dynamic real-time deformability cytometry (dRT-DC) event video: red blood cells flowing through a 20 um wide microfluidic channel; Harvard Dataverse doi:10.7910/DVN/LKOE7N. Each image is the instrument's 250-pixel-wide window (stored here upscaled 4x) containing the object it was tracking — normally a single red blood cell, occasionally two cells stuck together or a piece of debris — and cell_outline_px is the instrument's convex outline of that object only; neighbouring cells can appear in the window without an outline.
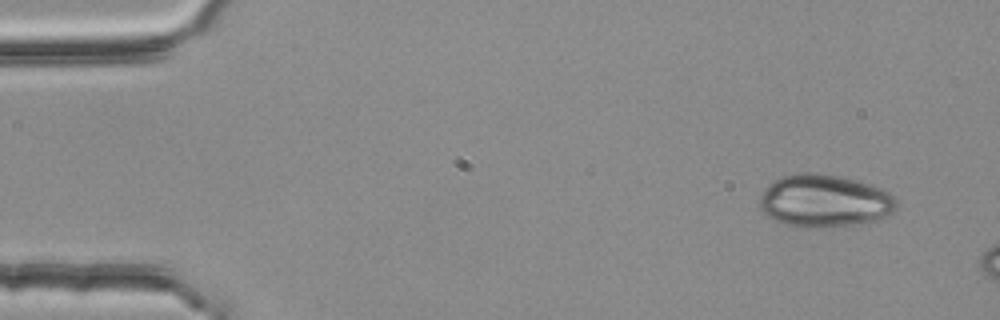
{"species": "common noctule bat (a hibernating species)", "species_latin": "Nyctalus noctula", "temperature_condition": "room temperature", "stored_images_in_passage": 2, "segment_of_instrument_passage": [2, 2], "camera_frame_rate_fps": 3000, "um_per_image_px": 0.085, "animal": {"sex": "female", "body_mass_g": 25.1}, "frame": {"image": 1, "passage_image": 2, "time_ms": 0.333, "image_size_px": [1000, 320], "cell_outline_px": [[896, 208], [892, 212], [876, 220], [856, 224], [804, 228], [784, 224], [768, 216], [760, 208], [760, 196], [764, 188], [772, 180], [780, 176], [800, 172], [812, 172], [844, 176], [872, 184], [888, 192], [896, 200]], "centroid_in_image_um": [70.04, 17.04], "position_along_channel_um": 15.0, "area_um2": 42.14}}